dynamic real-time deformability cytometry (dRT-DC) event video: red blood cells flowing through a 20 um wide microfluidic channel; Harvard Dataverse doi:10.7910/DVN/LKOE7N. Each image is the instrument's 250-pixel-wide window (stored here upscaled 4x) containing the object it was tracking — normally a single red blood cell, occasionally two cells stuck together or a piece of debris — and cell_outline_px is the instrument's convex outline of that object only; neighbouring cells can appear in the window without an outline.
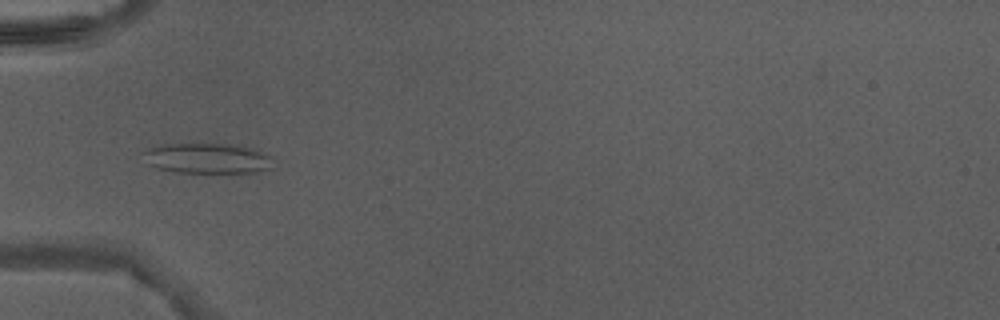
{"species": "Egyptian fruit bat (a non-hibernating species)", "species_latin": "Rousettus aegyptiacus", "temperature_condition": "warm", "stored_images_in_passage": 4, "camera_frame_rate_fps": 3000, "um_per_image_px": 0.085, "animal": {"sex": "male"}, "frame": {"image": 1, "passage_image": 2, "time_ms": 0.333, "image_size_px": [1000, 320], "cell_outline_px": [[268, 168], [256, 172], [176, 172], [156, 168], [148, 164], [140, 152], [144, 148], [164, 144], [236, 144], [260, 152], [268, 156]], "centroid_in_image_um": [17.44, 13.44], "position_along_channel_um": 67.6, "area_um2": 22.54}}